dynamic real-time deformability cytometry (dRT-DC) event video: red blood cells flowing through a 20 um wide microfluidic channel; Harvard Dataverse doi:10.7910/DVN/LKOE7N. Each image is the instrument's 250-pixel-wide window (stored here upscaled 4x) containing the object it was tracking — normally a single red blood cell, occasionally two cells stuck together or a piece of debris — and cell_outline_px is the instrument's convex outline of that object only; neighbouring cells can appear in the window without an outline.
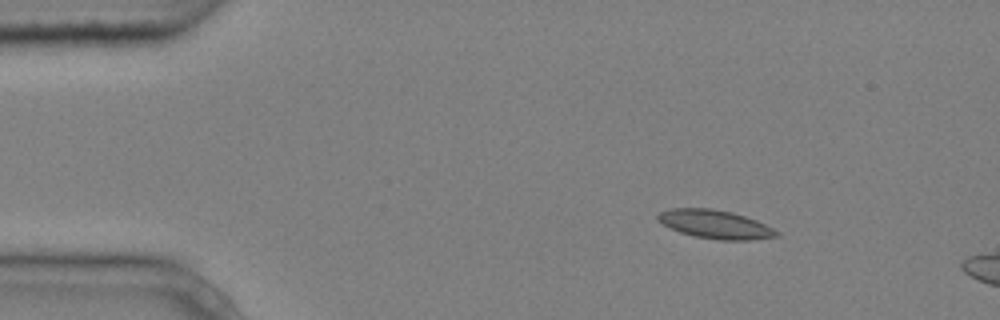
{"species": "common noctule bat (a hibernating species)", "species_latin": "Nyctalus noctula", "temperature_condition": "cold", "stored_images_in_passage": 5, "camera_frame_rate_fps": 3000, "um_per_image_px": 0.085, "animal": {"sex": "male", "body_mass_g": 20.4}, "frame": {"image": 1, "passage_image": 3, "time_ms": 0.667, "image_size_px": [1000, 320], "cell_outline_px": [[780, 236], [752, 240], [716, 240], [696, 236], [680, 232], [656, 220], [656, 216], [660, 212], [672, 208], [712, 208], [732, 212], [756, 220], [780, 232]], "centroid_in_image_um": [60.81, 19.07], "position_along_channel_um": 24.2, "area_um2": 19.71}}